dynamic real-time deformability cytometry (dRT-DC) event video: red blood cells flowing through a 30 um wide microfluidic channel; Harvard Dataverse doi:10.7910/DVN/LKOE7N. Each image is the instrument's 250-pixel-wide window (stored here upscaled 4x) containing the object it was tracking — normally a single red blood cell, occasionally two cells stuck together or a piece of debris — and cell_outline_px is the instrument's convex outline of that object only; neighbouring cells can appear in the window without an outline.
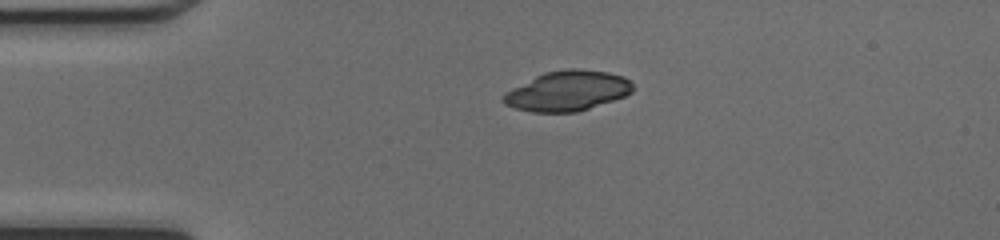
{"species": "common noctule bat (a hibernating species)", "species_latin": "Nyctalus noctula", "temperature_condition": "cold", "stored_images_in_passage": 38, "camera_frame_rate_fps": 3000, "um_per_image_px": 0.085, "animal": {"sex": "female", "body_mass_g": 17.0, "forearm_length_mm": 48.0}, "frame": {"image": 1, "passage_image": 1, "time_ms": 0.0, "image_size_px": [1000, 240], "cell_outline_px": [[632, 92], [624, 96], [576, 112], [532, 112], [516, 108], [504, 104], [500, 100], [500, 96], [504, 92], [544, 72], [564, 68], [576, 68], [608, 72], [624, 76], [632, 84]], "centroid_in_image_um": [48.18, 7.71], "position_along_channel_um": 36.8, "area_um2": 30.17}}
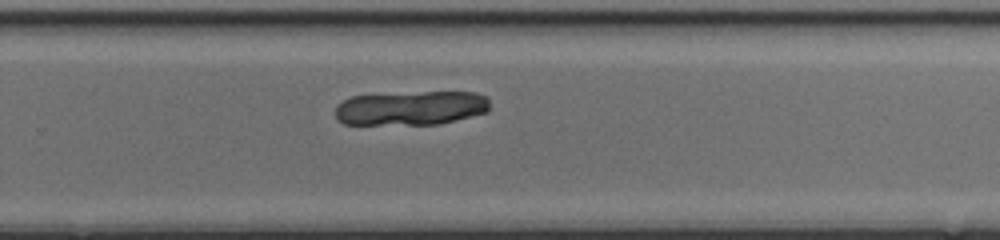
{"frame": {"image": 2, "passage_image": 22, "time_ms": 7.0, "image_size_px": [1000, 240], "cell_outline_px": [[488, 112], [436, 124], [344, 124], [336, 120], [336, 104], [352, 96], [424, 92], [476, 92], [488, 96]], "centroid_in_image_um": [34.92, 9.18], "position_along_channel_um": 294.9, "area_um2": 30.63}}
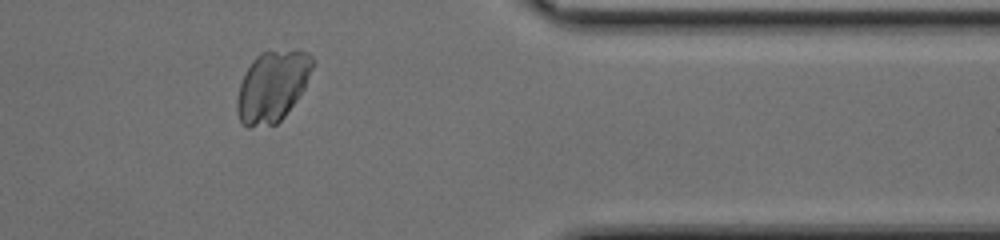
{"frame": {"image": 3, "passage_image": 30, "time_ms": 9.667, "image_size_px": [1000, 240], "cell_outline_px": [[316, 60], [304, 88], [296, 100], [284, 116], [276, 124], [248, 128], [240, 120], [236, 112], [236, 96], [244, 72], [252, 60], [260, 52], [308, 52]], "centroid_in_image_um": [23.12, 7.36], "position_along_channel_um": 388.3, "area_um2": 30.98}}